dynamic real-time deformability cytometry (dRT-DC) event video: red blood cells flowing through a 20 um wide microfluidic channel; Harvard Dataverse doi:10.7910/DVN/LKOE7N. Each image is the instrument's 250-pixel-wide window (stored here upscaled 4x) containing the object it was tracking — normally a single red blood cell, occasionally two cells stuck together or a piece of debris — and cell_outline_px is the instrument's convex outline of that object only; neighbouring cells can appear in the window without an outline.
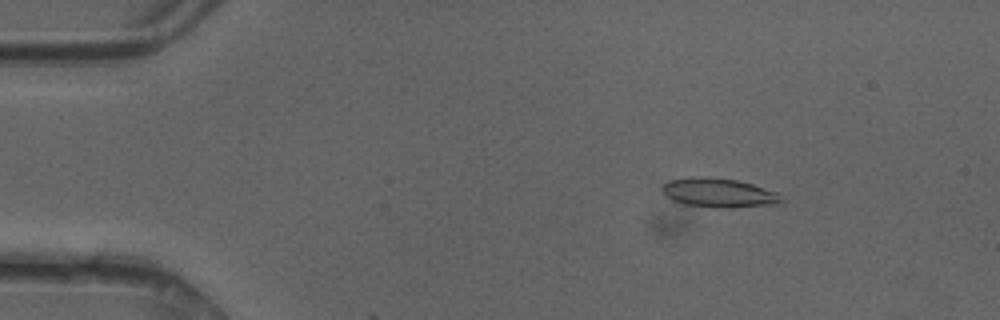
{"species": "common noctule bat (a hibernating species)", "species_latin": "Nyctalus noctula", "temperature_condition": "cold", "stored_images_in_passage": 9, "camera_frame_rate_fps": 3000, "um_per_image_px": 0.085, "animal": {"sex": "female"}, "frame": {"image": 1, "passage_image": 7, "time_ms": 2.0, "image_size_px": [1000, 320], "cell_outline_px": [[784, 204], [732, 208], [712, 208], [684, 204], [672, 200], [660, 188], [668, 180], [696, 176], [708, 176], [736, 180], [752, 184], [776, 192], [784, 200]], "centroid_in_image_um": [61.12, 16.4], "position_along_channel_um": 23.9, "area_um2": 20.58}}